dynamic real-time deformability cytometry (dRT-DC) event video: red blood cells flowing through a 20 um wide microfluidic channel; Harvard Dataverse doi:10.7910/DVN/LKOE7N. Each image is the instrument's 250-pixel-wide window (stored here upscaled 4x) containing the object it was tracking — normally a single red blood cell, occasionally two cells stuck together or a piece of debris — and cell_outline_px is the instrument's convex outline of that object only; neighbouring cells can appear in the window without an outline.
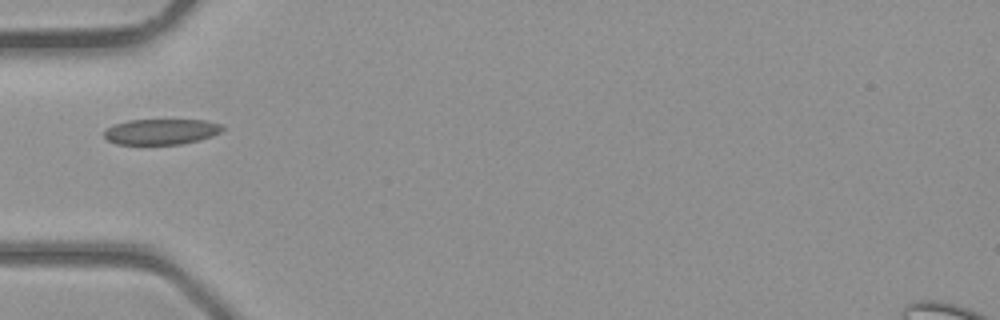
{"species": "common noctule bat (a hibernating species)", "species_latin": "Nyctalus noctula", "temperature_condition": "room temperature", "stored_images_in_passage": 3, "camera_frame_rate_fps": 3000, "um_per_image_px": 0.085, "animal": {"sex": "male", "body_mass_g": 23.1, "forearm_length_mm": 52.7}, "frame": {"image": 1, "passage_image": 1, "time_ms": 0.0, "image_size_px": [1000, 320], "cell_outline_px": [[224, 128], [220, 132], [212, 136], [200, 140], [180, 144], [116, 144], [108, 140], [104, 136], [104, 132], [108, 128], [116, 124], [128, 120], [204, 120], [220, 124]], "centroid_in_image_um": [13.71, 11.19], "position_along_channel_um": 71.3, "area_um2": 17.51}}